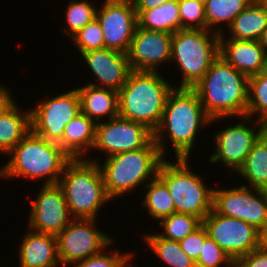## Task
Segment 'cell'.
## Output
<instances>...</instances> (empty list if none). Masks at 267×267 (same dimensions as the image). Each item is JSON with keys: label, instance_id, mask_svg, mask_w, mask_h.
<instances>
[{"label": "cell", "instance_id": "obj_5", "mask_svg": "<svg viewBox=\"0 0 267 267\" xmlns=\"http://www.w3.org/2000/svg\"><path fill=\"white\" fill-rule=\"evenodd\" d=\"M163 75L131 71L118 91L119 116L142 123L154 132L161 121L167 96L176 87Z\"/></svg>", "mask_w": 267, "mask_h": 267}, {"label": "cell", "instance_id": "obj_32", "mask_svg": "<svg viewBox=\"0 0 267 267\" xmlns=\"http://www.w3.org/2000/svg\"><path fill=\"white\" fill-rule=\"evenodd\" d=\"M66 8L64 19L67 25L62 27V33H66L69 38L96 17L97 6L88 0H71Z\"/></svg>", "mask_w": 267, "mask_h": 267}, {"label": "cell", "instance_id": "obj_14", "mask_svg": "<svg viewBox=\"0 0 267 267\" xmlns=\"http://www.w3.org/2000/svg\"><path fill=\"white\" fill-rule=\"evenodd\" d=\"M153 140V131L146 125L121 116L96 123L95 149L105 157L145 148Z\"/></svg>", "mask_w": 267, "mask_h": 267}, {"label": "cell", "instance_id": "obj_43", "mask_svg": "<svg viewBox=\"0 0 267 267\" xmlns=\"http://www.w3.org/2000/svg\"><path fill=\"white\" fill-rule=\"evenodd\" d=\"M263 136L267 139V122L263 124Z\"/></svg>", "mask_w": 267, "mask_h": 267}, {"label": "cell", "instance_id": "obj_25", "mask_svg": "<svg viewBox=\"0 0 267 267\" xmlns=\"http://www.w3.org/2000/svg\"><path fill=\"white\" fill-rule=\"evenodd\" d=\"M135 11L140 28L170 34L181 30L178 0L168 1L153 9Z\"/></svg>", "mask_w": 267, "mask_h": 267}, {"label": "cell", "instance_id": "obj_23", "mask_svg": "<svg viewBox=\"0 0 267 267\" xmlns=\"http://www.w3.org/2000/svg\"><path fill=\"white\" fill-rule=\"evenodd\" d=\"M266 28L267 9L259 0H253L228 27L230 36L223 33L219 38L258 41Z\"/></svg>", "mask_w": 267, "mask_h": 267}, {"label": "cell", "instance_id": "obj_37", "mask_svg": "<svg viewBox=\"0 0 267 267\" xmlns=\"http://www.w3.org/2000/svg\"><path fill=\"white\" fill-rule=\"evenodd\" d=\"M207 237V230L202 224L193 233L179 241V244L181 249L196 262L200 256V252L202 251L204 240Z\"/></svg>", "mask_w": 267, "mask_h": 267}, {"label": "cell", "instance_id": "obj_4", "mask_svg": "<svg viewBox=\"0 0 267 267\" xmlns=\"http://www.w3.org/2000/svg\"><path fill=\"white\" fill-rule=\"evenodd\" d=\"M164 159L154 139L145 148L105 157L103 162L86 158L99 165L106 193L113 201L154 179Z\"/></svg>", "mask_w": 267, "mask_h": 267}, {"label": "cell", "instance_id": "obj_38", "mask_svg": "<svg viewBox=\"0 0 267 267\" xmlns=\"http://www.w3.org/2000/svg\"><path fill=\"white\" fill-rule=\"evenodd\" d=\"M234 267H267V251L259 246L239 258Z\"/></svg>", "mask_w": 267, "mask_h": 267}, {"label": "cell", "instance_id": "obj_45", "mask_svg": "<svg viewBox=\"0 0 267 267\" xmlns=\"http://www.w3.org/2000/svg\"><path fill=\"white\" fill-rule=\"evenodd\" d=\"M267 9V0H259Z\"/></svg>", "mask_w": 267, "mask_h": 267}, {"label": "cell", "instance_id": "obj_13", "mask_svg": "<svg viewBox=\"0 0 267 267\" xmlns=\"http://www.w3.org/2000/svg\"><path fill=\"white\" fill-rule=\"evenodd\" d=\"M208 236L235 263L239 258L260 246V231L254 226L212 210L203 220Z\"/></svg>", "mask_w": 267, "mask_h": 267}, {"label": "cell", "instance_id": "obj_39", "mask_svg": "<svg viewBox=\"0 0 267 267\" xmlns=\"http://www.w3.org/2000/svg\"><path fill=\"white\" fill-rule=\"evenodd\" d=\"M11 93L6 85L0 83V115L15 102Z\"/></svg>", "mask_w": 267, "mask_h": 267}, {"label": "cell", "instance_id": "obj_15", "mask_svg": "<svg viewBox=\"0 0 267 267\" xmlns=\"http://www.w3.org/2000/svg\"><path fill=\"white\" fill-rule=\"evenodd\" d=\"M96 18L102 27L104 48L127 53L138 26L133 1L105 0L97 6Z\"/></svg>", "mask_w": 267, "mask_h": 267}, {"label": "cell", "instance_id": "obj_36", "mask_svg": "<svg viewBox=\"0 0 267 267\" xmlns=\"http://www.w3.org/2000/svg\"><path fill=\"white\" fill-rule=\"evenodd\" d=\"M196 267H234L232 259L209 236L204 240Z\"/></svg>", "mask_w": 267, "mask_h": 267}, {"label": "cell", "instance_id": "obj_19", "mask_svg": "<svg viewBox=\"0 0 267 267\" xmlns=\"http://www.w3.org/2000/svg\"><path fill=\"white\" fill-rule=\"evenodd\" d=\"M219 56L251 77L265 70L267 55L259 41L219 38Z\"/></svg>", "mask_w": 267, "mask_h": 267}, {"label": "cell", "instance_id": "obj_41", "mask_svg": "<svg viewBox=\"0 0 267 267\" xmlns=\"http://www.w3.org/2000/svg\"><path fill=\"white\" fill-rule=\"evenodd\" d=\"M260 247L267 251V227L260 232Z\"/></svg>", "mask_w": 267, "mask_h": 267}, {"label": "cell", "instance_id": "obj_20", "mask_svg": "<svg viewBox=\"0 0 267 267\" xmlns=\"http://www.w3.org/2000/svg\"><path fill=\"white\" fill-rule=\"evenodd\" d=\"M27 229L18 246L20 267H61L56 236Z\"/></svg>", "mask_w": 267, "mask_h": 267}, {"label": "cell", "instance_id": "obj_47", "mask_svg": "<svg viewBox=\"0 0 267 267\" xmlns=\"http://www.w3.org/2000/svg\"><path fill=\"white\" fill-rule=\"evenodd\" d=\"M264 71L267 73V59H266V65H265V70Z\"/></svg>", "mask_w": 267, "mask_h": 267}, {"label": "cell", "instance_id": "obj_29", "mask_svg": "<svg viewBox=\"0 0 267 267\" xmlns=\"http://www.w3.org/2000/svg\"><path fill=\"white\" fill-rule=\"evenodd\" d=\"M144 187L146 195L143 197L141 205L146 208L148 216L152 217L153 220L158 219L159 222L176 212L169 190L158 176L149 181Z\"/></svg>", "mask_w": 267, "mask_h": 267}, {"label": "cell", "instance_id": "obj_46", "mask_svg": "<svg viewBox=\"0 0 267 267\" xmlns=\"http://www.w3.org/2000/svg\"><path fill=\"white\" fill-rule=\"evenodd\" d=\"M198 1L205 4L207 0H198Z\"/></svg>", "mask_w": 267, "mask_h": 267}, {"label": "cell", "instance_id": "obj_1", "mask_svg": "<svg viewBox=\"0 0 267 267\" xmlns=\"http://www.w3.org/2000/svg\"><path fill=\"white\" fill-rule=\"evenodd\" d=\"M211 120L193 88L174 87L167 96L161 121L153 132V139L165 159L167 138L173 144L176 159H189L197 141L196 137L200 134L199 130L211 125Z\"/></svg>", "mask_w": 267, "mask_h": 267}, {"label": "cell", "instance_id": "obj_26", "mask_svg": "<svg viewBox=\"0 0 267 267\" xmlns=\"http://www.w3.org/2000/svg\"><path fill=\"white\" fill-rule=\"evenodd\" d=\"M252 1L253 0H207L205 3L206 29L219 35L223 34L225 32L223 26L226 25L228 28L233 20Z\"/></svg>", "mask_w": 267, "mask_h": 267}, {"label": "cell", "instance_id": "obj_9", "mask_svg": "<svg viewBox=\"0 0 267 267\" xmlns=\"http://www.w3.org/2000/svg\"><path fill=\"white\" fill-rule=\"evenodd\" d=\"M237 119L242 121L235 125H226L212 135L215 152L208 157L211 164L223 163L225 170L229 169V175L232 172L236 174L242 167L252 147L263 135V122L248 116Z\"/></svg>", "mask_w": 267, "mask_h": 267}, {"label": "cell", "instance_id": "obj_7", "mask_svg": "<svg viewBox=\"0 0 267 267\" xmlns=\"http://www.w3.org/2000/svg\"><path fill=\"white\" fill-rule=\"evenodd\" d=\"M190 159H164L157 176L167 186L176 212L192 214L203 220L213 210V190L189 166Z\"/></svg>", "mask_w": 267, "mask_h": 267}, {"label": "cell", "instance_id": "obj_17", "mask_svg": "<svg viewBox=\"0 0 267 267\" xmlns=\"http://www.w3.org/2000/svg\"><path fill=\"white\" fill-rule=\"evenodd\" d=\"M172 34L136 27L127 51L131 71L160 72L170 63ZM160 69V70H159Z\"/></svg>", "mask_w": 267, "mask_h": 267}, {"label": "cell", "instance_id": "obj_31", "mask_svg": "<svg viewBox=\"0 0 267 267\" xmlns=\"http://www.w3.org/2000/svg\"><path fill=\"white\" fill-rule=\"evenodd\" d=\"M247 116L263 123L267 122V73L265 71L249 77Z\"/></svg>", "mask_w": 267, "mask_h": 267}, {"label": "cell", "instance_id": "obj_22", "mask_svg": "<svg viewBox=\"0 0 267 267\" xmlns=\"http://www.w3.org/2000/svg\"><path fill=\"white\" fill-rule=\"evenodd\" d=\"M96 123L82 112L66 124L62 149L72 159H86L95 144ZM83 155V156H82Z\"/></svg>", "mask_w": 267, "mask_h": 267}, {"label": "cell", "instance_id": "obj_27", "mask_svg": "<svg viewBox=\"0 0 267 267\" xmlns=\"http://www.w3.org/2000/svg\"><path fill=\"white\" fill-rule=\"evenodd\" d=\"M237 174L249 184L243 186L262 189L267 184V139L263 135L254 144Z\"/></svg>", "mask_w": 267, "mask_h": 267}, {"label": "cell", "instance_id": "obj_24", "mask_svg": "<svg viewBox=\"0 0 267 267\" xmlns=\"http://www.w3.org/2000/svg\"><path fill=\"white\" fill-rule=\"evenodd\" d=\"M16 101L0 115V154L7 155L30 131V110ZM26 110V111H25Z\"/></svg>", "mask_w": 267, "mask_h": 267}, {"label": "cell", "instance_id": "obj_2", "mask_svg": "<svg viewBox=\"0 0 267 267\" xmlns=\"http://www.w3.org/2000/svg\"><path fill=\"white\" fill-rule=\"evenodd\" d=\"M193 89L212 119L211 125L226 118L247 116L249 77L237 71L221 56Z\"/></svg>", "mask_w": 267, "mask_h": 267}, {"label": "cell", "instance_id": "obj_11", "mask_svg": "<svg viewBox=\"0 0 267 267\" xmlns=\"http://www.w3.org/2000/svg\"><path fill=\"white\" fill-rule=\"evenodd\" d=\"M30 109L31 131L62 148V136L66 124L81 113L79 92L70 91L41 100Z\"/></svg>", "mask_w": 267, "mask_h": 267}, {"label": "cell", "instance_id": "obj_10", "mask_svg": "<svg viewBox=\"0 0 267 267\" xmlns=\"http://www.w3.org/2000/svg\"><path fill=\"white\" fill-rule=\"evenodd\" d=\"M96 219H73L57 236V255L62 266L85 260L101 253L114 238L97 228ZM96 225V226H95Z\"/></svg>", "mask_w": 267, "mask_h": 267}, {"label": "cell", "instance_id": "obj_34", "mask_svg": "<svg viewBox=\"0 0 267 267\" xmlns=\"http://www.w3.org/2000/svg\"><path fill=\"white\" fill-rule=\"evenodd\" d=\"M70 39L71 41L73 40L76 49L78 48L79 54L91 50L104 49L102 27L96 17Z\"/></svg>", "mask_w": 267, "mask_h": 267}, {"label": "cell", "instance_id": "obj_16", "mask_svg": "<svg viewBox=\"0 0 267 267\" xmlns=\"http://www.w3.org/2000/svg\"><path fill=\"white\" fill-rule=\"evenodd\" d=\"M31 202L28 228L57 236L72 220L62 188L58 184L42 185Z\"/></svg>", "mask_w": 267, "mask_h": 267}, {"label": "cell", "instance_id": "obj_8", "mask_svg": "<svg viewBox=\"0 0 267 267\" xmlns=\"http://www.w3.org/2000/svg\"><path fill=\"white\" fill-rule=\"evenodd\" d=\"M219 57V34L181 29L172 34L171 60L181 70L179 86L193 88Z\"/></svg>", "mask_w": 267, "mask_h": 267}, {"label": "cell", "instance_id": "obj_28", "mask_svg": "<svg viewBox=\"0 0 267 267\" xmlns=\"http://www.w3.org/2000/svg\"><path fill=\"white\" fill-rule=\"evenodd\" d=\"M149 233L142 235L143 240L161 262H165L169 267H196L195 261L181 249L178 241Z\"/></svg>", "mask_w": 267, "mask_h": 267}, {"label": "cell", "instance_id": "obj_3", "mask_svg": "<svg viewBox=\"0 0 267 267\" xmlns=\"http://www.w3.org/2000/svg\"><path fill=\"white\" fill-rule=\"evenodd\" d=\"M0 178L42 180V185L58 184L72 158L56 143L30 131L6 156ZM43 178V179H42ZM45 179V180H44Z\"/></svg>", "mask_w": 267, "mask_h": 267}, {"label": "cell", "instance_id": "obj_42", "mask_svg": "<svg viewBox=\"0 0 267 267\" xmlns=\"http://www.w3.org/2000/svg\"><path fill=\"white\" fill-rule=\"evenodd\" d=\"M258 41L261 44V46L264 48L266 55H267V28L264 30L263 34L261 35Z\"/></svg>", "mask_w": 267, "mask_h": 267}, {"label": "cell", "instance_id": "obj_21", "mask_svg": "<svg viewBox=\"0 0 267 267\" xmlns=\"http://www.w3.org/2000/svg\"><path fill=\"white\" fill-rule=\"evenodd\" d=\"M79 92L81 112L95 123L119 116L118 92L112 89L84 84L76 88ZM108 117V118H107Z\"/></svg>", "mask_w": 267, "mask_h": 267}, {"label": "cell", "instance_id": "obj_44", "mask_svg": "<svg viewBox=\"0 0 267 267\" xmlns=\"http://www.w3.org/2000/svg\"><path fill=\"white\" fill-rule=\"evenodd\" d=\"M262 191H263L265 197L267 198V184L262 188Z\"/></svg>", "mask_w": 267, "mask_h": 267}, {"label": "cell", "instance_id": "obj_30", "mask_svg": "<svg viewBox=\"0 0 267 267\" xmlns=\"http://www.w3.org/2000/svg\"><path fill=\"white\" fill-rule=\"evenodd\" d=\"M202 225V220L192 214L175 212L159 221V235L174 241H181Z\"/></svg>", "mask_w": 267, "mask_h": 267}, {"label": "cell", "instance_id": "obj_33", "mask_svg": "<svg viewBox=\"0 0 267 267\" xmlns=\"http://www.w3.org/2000/svg\"><path fill=\"white\" fill-rule=\"evenodd\" d=\"M109 245L101 253L93 255L85 260L72 263V267H132L135 262H132L134 259V252H120L121 249L112 250V247ZM110 248L111 252H107ZM108 254H107V253Z\"/></svg>", "mask_w": 267, "mask_h": 267}, {"label": "cell", "instance_id": "obj_40", "mask_svg": "<svg viewBox=\"0 0 267 267\" xmlns=\"http://www.w3.org/2000/svg\"><path fill=\"white\" fill-rule=\"evenodd\" d=\"M172 0H133V5L135 10H148L161 6Z\"/></svg>", "mask_w": 267, "mask_h": 267}, {"label": "cell", "instance_id": "obj_35", "mask_svg": "<svg viewBox=\"0 0 267 267\" xmlns=\"http://www.w3.org/2000/svg\"><path fill=\"white\" fill-rule=\"evenodd\" d=\"M181 29L206 30L205 4L198 0H178Z\"/></svg>", "mask_w": 267, "mask_h": 267}, {"label": "cell", "instance_id": "obj_6", "mask_svg": "<svg viewBox=\"0 0 267 267\" xmlns=\"http://www.w3.org/2000/svg\"><path fill=\"white\" fill-rule=\"evenodd\" d=\"M58 185L62 188L73 219H97L108 197L99 165L86 159H72Z\"/></svg>", "mask_w": 267, "mask_h": 267}, {"label": "cell", "instance_id": "obj_18", "mask_svg": "<svg viewBox=\"0 0 267 267\" xmlns=\"http://www.w3.org/2000/svg\"><path fill=\"white\" fill-rule=\"evenodd\" d=\"M80 55L90 68L92 75L97 78L95 80H99L96 83L89 81L88 84L118 92L126 83L131 72L126 53L104 48L87 51Z\"/></svg>", "mask_w": 267, "mask_h": 267}, {"label": "cell", "instance_id": "obj_12", "mask_svg": "<svg viewBox=\"0 0 267 267\" xmlns=\"http://www.w3.org/2000/svg\"><path fill=\"white\" fill-rule=\"evenodd\" d=\"M214 188L213 210L223 216L236 218L254 226L260 232L267 227V198L262 189L239 185Z\"/></svg>", "mask_w": 267, "mask_h": 267}]
</instances>
